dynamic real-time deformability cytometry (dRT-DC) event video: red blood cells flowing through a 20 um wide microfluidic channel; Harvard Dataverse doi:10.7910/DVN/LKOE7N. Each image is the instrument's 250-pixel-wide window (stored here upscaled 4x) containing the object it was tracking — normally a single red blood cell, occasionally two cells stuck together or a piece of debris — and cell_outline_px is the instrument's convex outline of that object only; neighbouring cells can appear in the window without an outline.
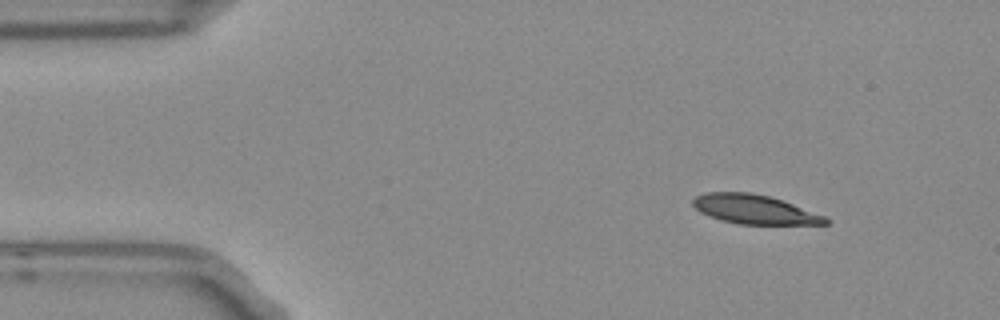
{"species": "Egyptian fruit bat (a non-hibernating species)", "species_latin": "Rousettus aegyptiacus", "temperature_condition": "room temperature", "stored_images_in_passage": 3, "camera_frame_rate_fps": 3000, "um_per_image_px": 0.085, "frame": {"image": 1, "passage_image": 1, "time_ms": 0.0, "image_size_px": [1000, 320], "cell_outline_px": [[828, 224], [740, 224], [720, 220], [708, 216], [700, 212], [692, 204], [692, 200], [696, 196], [704, 192], [752, 192], [768, 196], [792, 204], [824, 216], [828, 220]], "centroid_in_image_um": [64.05, 17.79], "position_along_channel_um": 20.9, "area_um2": 22.31}}